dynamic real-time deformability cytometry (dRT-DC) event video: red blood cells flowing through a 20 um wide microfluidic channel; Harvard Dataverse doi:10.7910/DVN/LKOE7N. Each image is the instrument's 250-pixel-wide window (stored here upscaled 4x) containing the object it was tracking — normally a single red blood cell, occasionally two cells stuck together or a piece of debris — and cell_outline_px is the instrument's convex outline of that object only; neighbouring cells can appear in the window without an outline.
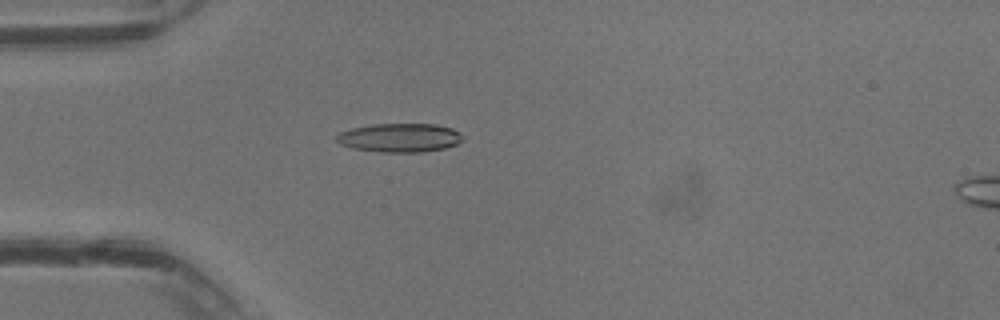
{"species": "common noctule bat (a hibernating species)", "species_latin": "Nyctalus noctula", "temperature_condition": "warm", "stored_images_in_passage": 40, "camera_frame_rate_fps": 3000, "um_per_image_px": 0.085, "animal": {"sex": "male", "body_mass_g": 13.3}, "frame": {"image": 1, "passage_image": 12, "time_ms": 3.667, "image_size_px": [1000, 320], "cell_outline_px": [[464, 136], [456, 144], [444, 148], [420, 152], [380, 152], [352, 148], [340, 144], [336, 140], [336, 136], [340, 132], [352, 128], [372, 124], [436, 124], [452, 128], [460, 132]], "centroid_in_image_um": [33.97, 11.7], "position_along_channel_um": 51.0, "area_um2": 21.15}}
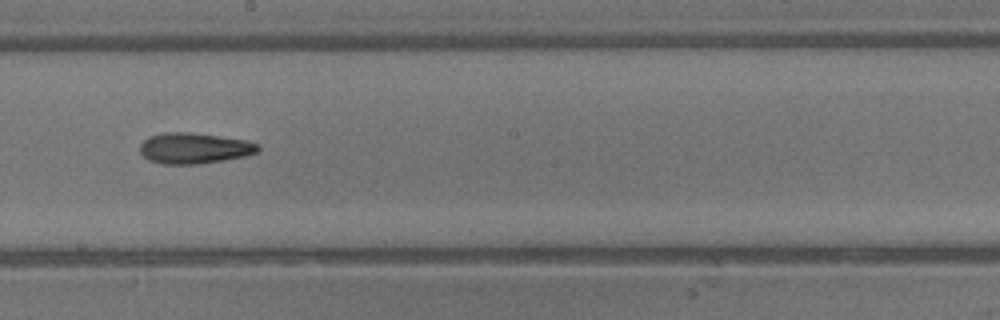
{"frame": {"image": 2, "passage_image": 23, "time_ms": 7.333, "image_size_px": [1000, 320], "cell_outline_px": [[260, 148], [256, 152], [244, 156], [224, 160], [196, 164], [164, 164], [148, 160], [140, 152], [140, 144], [148, 136], [164, 132], [192, 132], [248, 140], [260, 144]], "centroid_in_image_um": [16.5, 12.58], "position_along_channel_um": 231.7, "area_um2": 21.33}}
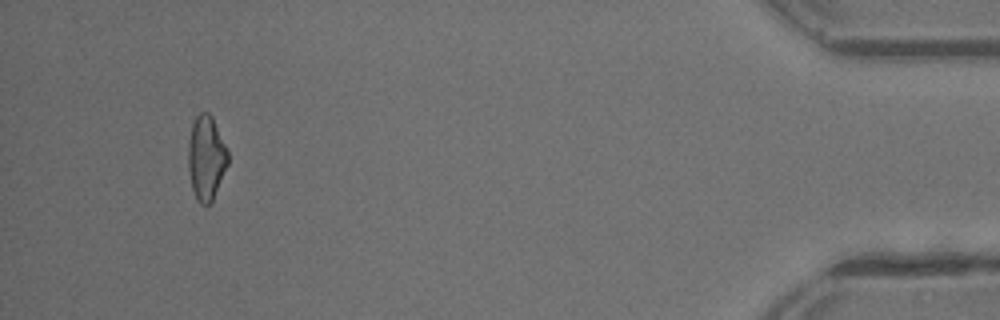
{"frame": {"image": 3, "passage_image": 38, "time_ms": 12.333, "image_size_px": [1000, 320], "cell_outline_px": [[228, 164], [212, 204], [200, 204], [196, 200], [192, 188], [188, 168], [188, 144], [192, 124], [196, 116], [200, 112], [208, 112], [212, 116], [228, 148]], "centroid_in_image_um": [17.54, 13.43], "position_along_channel_um": 417.7, "area_um2": 19.88}}